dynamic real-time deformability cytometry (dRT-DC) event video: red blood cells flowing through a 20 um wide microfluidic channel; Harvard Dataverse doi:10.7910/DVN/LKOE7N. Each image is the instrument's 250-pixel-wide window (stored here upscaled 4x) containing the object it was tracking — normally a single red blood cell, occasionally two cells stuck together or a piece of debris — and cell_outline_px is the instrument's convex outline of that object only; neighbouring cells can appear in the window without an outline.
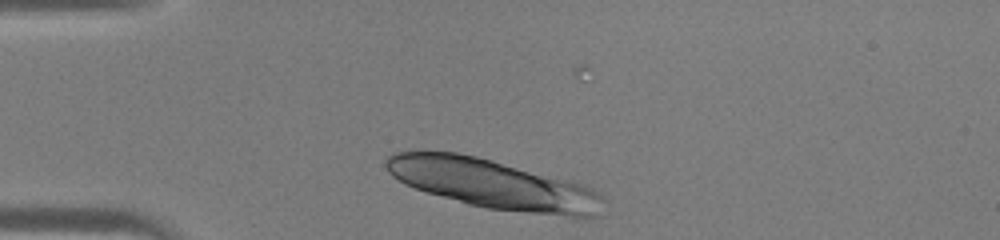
{"species": "human", "species_latin": "Homo sapiens", "temperature_condition": "warm", "stored_images_in_passage": 12, "camera_frame_rate_fps": 3000, "um_per_image_px": 0.085, "donor": {"sex": "male"}, "frame": {"image": 1, "passage_image": 1, "time_ms": 0.0, "image_size_px": [1000, 240], "cell_outline_px": [[604, 200], [596, 216], [572, 216], [528, 212], [488, 208], [468, 204], [428, 192], [404, 184], [392, 176], [388, 172], [384, 164], [384, 160], [392, 152], [456, 152], [476, 156], [492, 160], [568, 180], [592, 188]], "centroid_in_image_um": [41.83, 15.62], "position_along_channel_um": 43.2, "area_um2": 61.38}}